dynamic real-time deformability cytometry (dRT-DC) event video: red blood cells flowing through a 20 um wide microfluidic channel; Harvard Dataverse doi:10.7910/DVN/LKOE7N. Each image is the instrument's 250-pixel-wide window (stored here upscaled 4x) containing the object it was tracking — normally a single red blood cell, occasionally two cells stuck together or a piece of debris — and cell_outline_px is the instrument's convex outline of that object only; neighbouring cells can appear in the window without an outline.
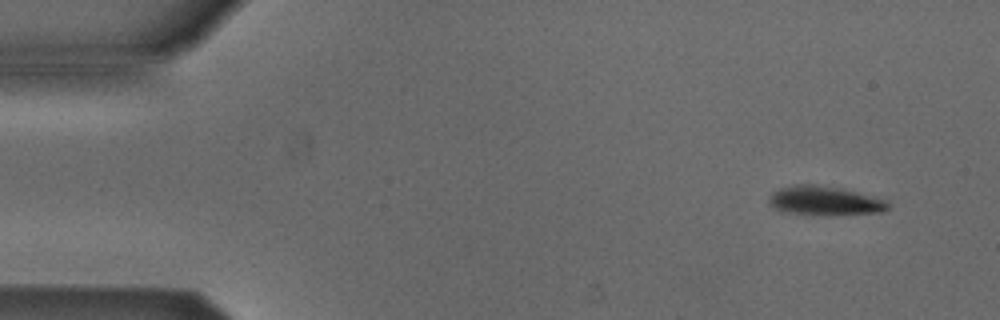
{"species": "Egyptian fruit bat (a non-hibernating species)", "species_latin": "Rousettus aegyptiacus", "temperature_condition": "cold", "stored_images_in_passage": 4, "camera_frame_rate_fps": 3000, "um_per_image_px": 0.085, "animal": {"sex": "male"}, "frame": {"image": 1, "passage_image": 1, "time_ms": 0.0, "image_size_px": [1000, 320], "cell_outline_px": [[888, 208], [880, 212], [788, 212], [776, 208], [768, 204], [768, 196], [772, 192], [780, 188], [800, 184], [812, 184], [840, 188], [884, 200], [888, 204]], "centroid_in_image_um": [69.99, 17.0], "position_along_channel_um": 15.0, "area_um2": 18.61}}
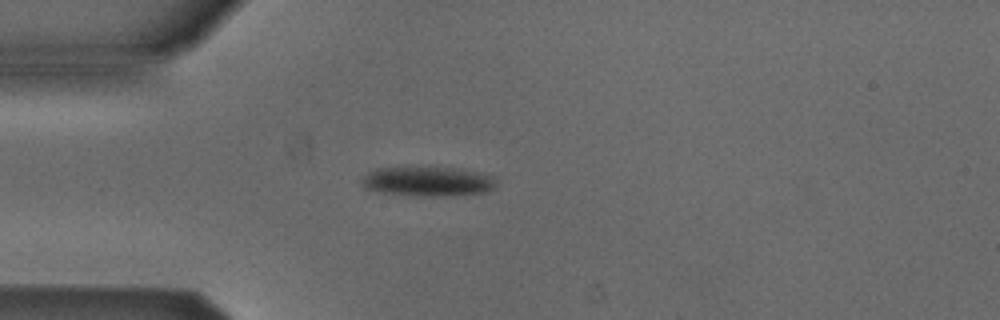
{"frame": {"image": 2, "passage_image": 3, "time_ms": 0.667, "image_size_px": [1000, 320], "cell_outline_px": [[496, 188], [484, 192], [440, 196], [420, 196], [380, 192], [364, 188], [360, 184], [360, 180], [368, 172], [376, 168], [404, 164], [428, 164], [464, 168], [480, 172], [492, 176], [496, 184]], "centroid_in_image_um": [36.3, 15.34], "position_along_channel_um": 48.7, "area_um2": 24.74}}